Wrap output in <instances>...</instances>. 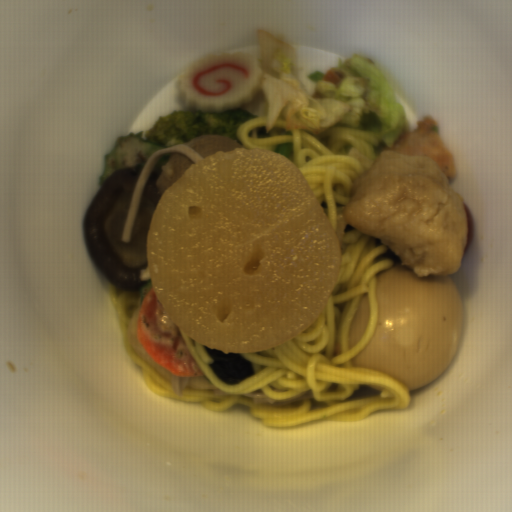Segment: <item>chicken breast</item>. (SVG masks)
Returning a JSON list of instances; mask_svg holds the SVG:
<instances>
[{
    "label": "chicken breast",
    "instance_id": "cb542c10",
    "mask_svg": "<svg viewBox=\"0 0 512 512\" xmlns=\"http://www.w3.org/2000/svg\"><path fill=\"white\" fill-rule=\"evenodd\" d=\"M407 155H426L446 174L449 182L458 176L454 155L441 139L435 122L430 116L418 119L416 127L389 150Z\"/></svg>",
    "mask_w": 512,
    "mask_h": 512
}]
</instances>
